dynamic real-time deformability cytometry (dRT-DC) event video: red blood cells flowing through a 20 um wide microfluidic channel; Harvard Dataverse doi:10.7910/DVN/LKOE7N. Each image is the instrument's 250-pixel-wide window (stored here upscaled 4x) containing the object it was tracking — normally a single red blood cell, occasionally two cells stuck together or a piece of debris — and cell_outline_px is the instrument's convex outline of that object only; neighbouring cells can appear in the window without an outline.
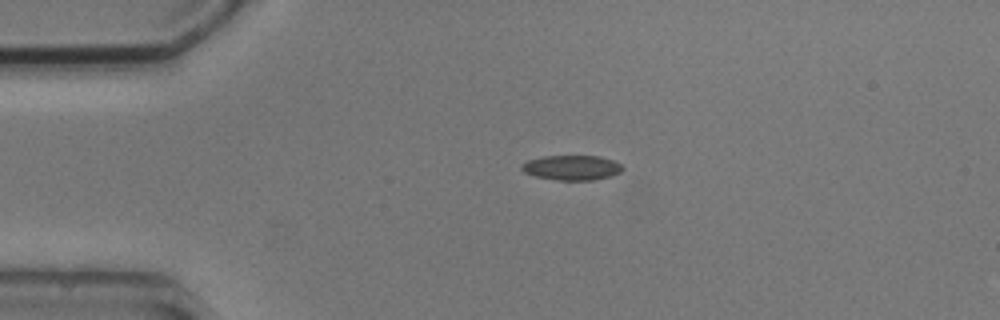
{"species": "common noctule bat (a hibernating species)", "species_latin": "Nyctalus noctula", "temperature_condition": "cold", "stored_images_in_passage": 2, "camera_frame_rate_fps": 3000, "um_per_image_px": 0.085, "animal": {"sex": "male", "body_mass_g": 20.5, "forearm_length_mm": 52.5}, "frame": {"image": 1, "passage_image": 1, "time_ms": 0.0, "image_size_px": [1000, 320], "cell_outline_px": [[624, 168], [620, 172], [612, 176], [592, 180], [556, 180], [536, 176], [524, 172], [520, 168], [520, 164], [528, 160], [544, 156], [600, 156], [612, 160], [620, 164]], "centroid_in_image_um": [48.59, 14.25], "position_along_channel_um": 36.4, "area_um2": 14.62}}